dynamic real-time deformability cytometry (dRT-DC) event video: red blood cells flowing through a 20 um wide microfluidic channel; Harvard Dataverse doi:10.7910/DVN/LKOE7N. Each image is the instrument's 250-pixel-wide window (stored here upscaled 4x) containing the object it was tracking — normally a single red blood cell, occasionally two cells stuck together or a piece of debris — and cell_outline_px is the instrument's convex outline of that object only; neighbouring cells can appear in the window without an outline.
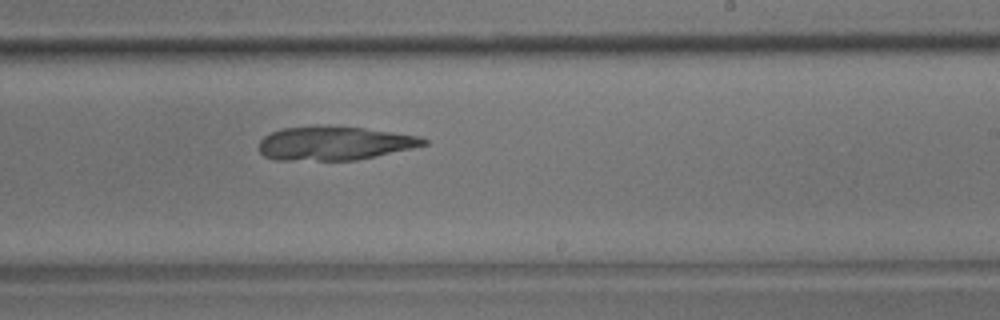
{"species": "common noctule bat (a hibernating species)", "species_latin": "Nyctalus noctula", "temperature_condition": "room temperature", "stored_images_in_passage": 55, "camera_frame_rate_fps": 3000, "um_per_image_px": 0.085, "animal": {"sex": "male", "body_mass_g": 17.9}, "frame": {"image": 1, "passage_image": 33, "time_ms": 10.667, "image_size_px": [1000, 320], "cell_outline_px": [[428, 144], [412, 148], [376, 156], [356, 160], [272, 160], [264, 156], [260, 152], [260, 140], [264, 136], [272, 132], [284, 128], [316, 124], [320, 124], [364, 128], [420, 136], [428, 140]], "centroid_in_image_um": [28.4, 12.16], "position_along_channel_um": 260.6, "area_um2": 32.77}}
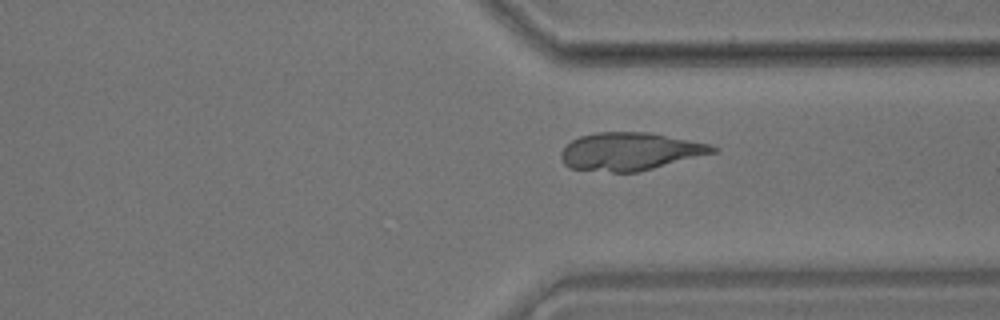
{"frame": {"image": 2, "passage_image": 41, "time_ms": 13.333, "image_size_px": [1000, 320], "cell_outline_px": [[720, 148], [716, 152], [636, 172], [612, 172], [568, 168], [564, 164], [560, 156], [560, 152], [572, 140], [580, 136], [596, 132], [648, 132], [708, 144]], "centroid_in_image_um": [53.51, 12.87], "position_along_channel_um": 357.9, "area_um2": 33.06}}
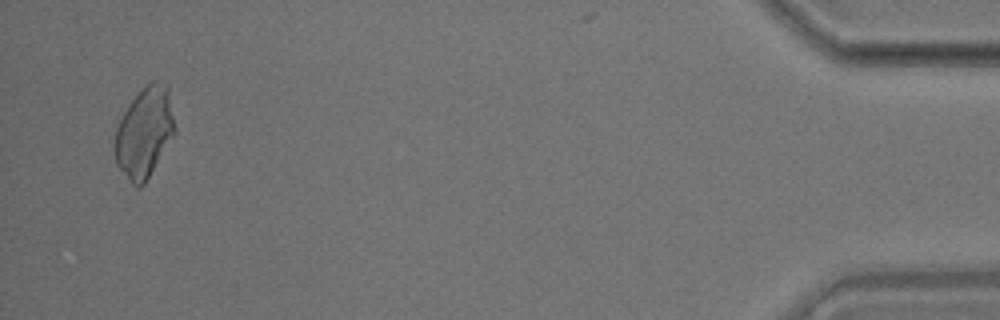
{"frame": {"image": 3, "passage_image": 53, "time_ms": 17.333, "image_size_px": [1000, 320], "cell_outline_px": [[176, 132], [144, 184], [140, 188], [136, 188], [132, 184], [116, 164], [112, 148], [116, 128], [128, 104], [152, 80], [156, 80], [168, 84], [176, 128]], "centroid_in_image_um": [12.27, 11.27], "position_along_channel_um": 422.9, "area_um2": 31.79}}